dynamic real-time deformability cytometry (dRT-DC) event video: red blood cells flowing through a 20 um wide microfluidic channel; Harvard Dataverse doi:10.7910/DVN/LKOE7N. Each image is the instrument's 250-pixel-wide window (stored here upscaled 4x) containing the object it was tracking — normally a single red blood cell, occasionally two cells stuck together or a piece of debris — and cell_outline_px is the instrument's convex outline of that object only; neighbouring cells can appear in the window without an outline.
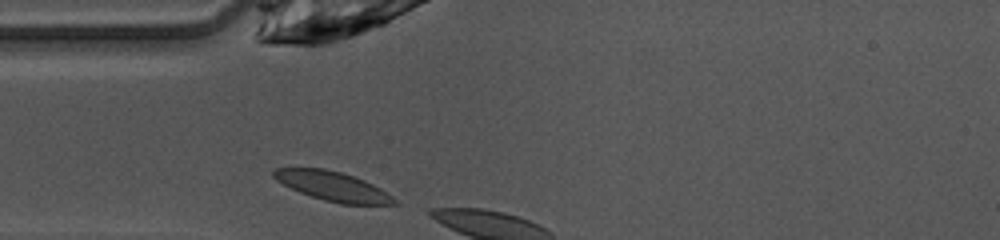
{"species": "common noctule bat (a hibernating species)", "species_latin": "Nyctalus noctula", "temperature_condition": "warm", "stored_images_in_passage": 2, "camera_frame_rate_fps": 3000, "um_per_image_px": 0.085, "animal": {"sex": "female", "body_mass_g": 10.0, "forearm_length_mm": 53.1}, "frame": {"image": 1, "passage_image": 1, "time_ms": 0.0, "image_size_px": [1000, 240], "cell_outline_px": [[400, 204], [340, 204], [324, 200], [300, 192], [276, 180], [272, 176], [272, 172], [276, 168], [324, 168], [340, 172], [364, 180], [380, 188], [392, 196]], "centroid_in_image_um": [28.28, 15.83], "position_along_channel_um": 56.7, "area_um2": 20.35}}